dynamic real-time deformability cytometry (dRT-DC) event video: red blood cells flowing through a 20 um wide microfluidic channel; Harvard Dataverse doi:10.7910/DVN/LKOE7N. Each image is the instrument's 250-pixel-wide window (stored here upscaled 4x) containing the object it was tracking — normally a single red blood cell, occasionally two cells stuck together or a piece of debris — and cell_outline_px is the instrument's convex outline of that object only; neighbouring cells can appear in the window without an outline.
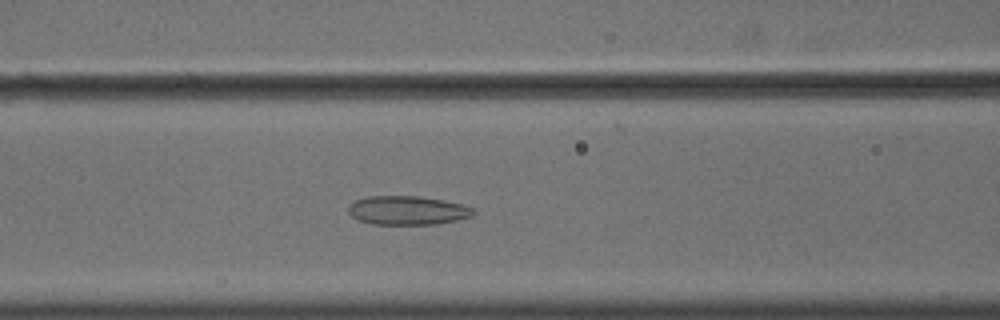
{"species": "common noctule bat (a hibernating species)", "species_latin": "Nyctalus noctula", "temperature_condition": "cold", "stored_images_in_passage": 58, "camera_frame_rate_fps": 3000, "um_per_image_px": 0.085, "animal": {"sex": "male", "body_mass_g": 18.8}, "frame": {"image": 1, "passage_image": 25, "time_ms": 8.0, "image_size_px": [1000, 320], "cell_outline_px": [[476, 212], [472, 216], [456, 220], [436, 224], [372, 224], [360, 220], [352, 216], [348, 212], [348, 208], [356, 200], [368, 196], [420, 196], [444, 200], [464, 204], [472, 208]], "centroid_in_image_um": [34.67, 17.87], "position_along_channel_um": 131.9, "area_um2": 20.98}}
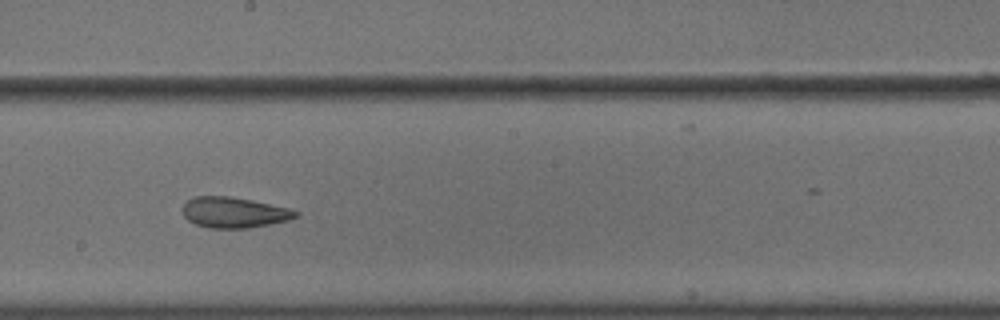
{"frame": {"image": 2, "passage_image": 33, "time_ms": 10.667, "image_size_px": [1000, 320], "cell_outline_px": [[300, 216], [288, 220], [272, 224], [248, 228], [208, 228], [196, 224], [188, 220], [184, 216], [184, 204], [188, 200], [196, 196], [228, 196], [252, 200], [288, 208], [300, 212]], "centroid_in_image_um": [19.93, 18.06], "position_along_channel_um": 228.3, "area_um2": 20.17}}
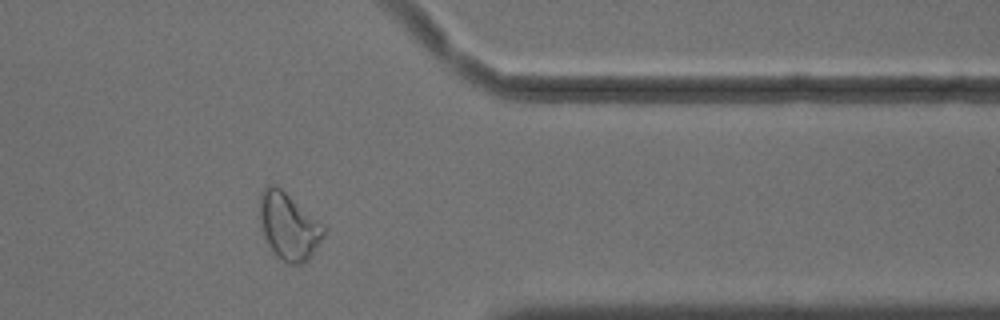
{"frame": {"image": 3, "passage_image": 47, "time_ms": 15.333, "image_size_px": [1000, 320], "cell_outline_px": [[324, 236], [312, 256], [304, 264], [284, 264], [276, 256], [268, 244], [264, 236], [260, 224], [260, 196], [264, 188], [268, 184], [272, 184], [280, 188], [324, 224]], "centroid_in_image_um": [24.55, 19.27], "position_along_channel_um": 386.9, "area_um2": 25.09}, "authors_computed_cell_mechanics": {"area_um2": 24.9118, "velocity_mm_per_s": 3.6096, "shape_relaxation_time_tau1_ms": null, "shape_relaxation_time_tau2_ms": 2.3152, "deformation_change_tau1": null, "deformation_change_tau2": 0.0999}}